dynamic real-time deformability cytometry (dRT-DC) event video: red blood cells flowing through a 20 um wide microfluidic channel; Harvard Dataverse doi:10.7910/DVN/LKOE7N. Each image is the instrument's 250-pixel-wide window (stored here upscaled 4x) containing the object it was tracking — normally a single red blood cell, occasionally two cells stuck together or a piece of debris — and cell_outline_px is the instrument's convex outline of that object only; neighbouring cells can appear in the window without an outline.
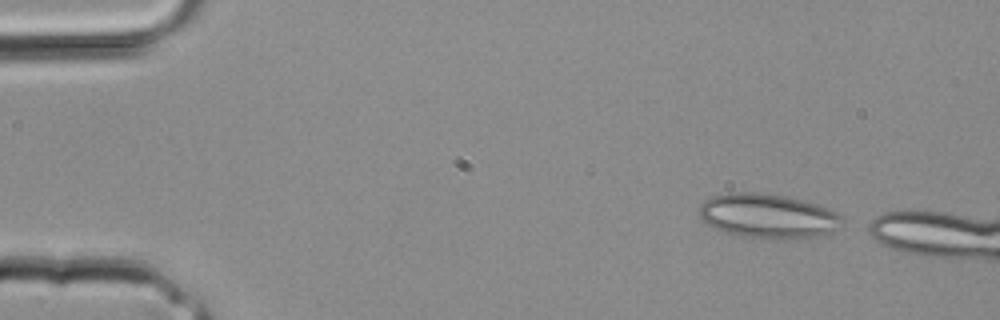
{"species": "common noctule bat (a hibernating species)", "species_latin": "Nyctalus noctula", "temperature_condition": "room temperature", "stored_images_in_passage": 3, "camera_frame_rate_fps": 3000, "um_per_image_px": 0.085, "animal": {"sex": "male", "body_mass_g": 20.4}, "frame": {"image": 1, "passage_image": 1, "time_ms": 0.0, "image_size_px": [1000, 320], "cell_outline_px": [[844, 220], [840, 228], [832, 232], [820, 236], [740, 236], [724, 232], [708, 224], [700, 216], [700, 204], [704, 200], [712, 196], [732, 192], [756, 192], [784, 196], [816, 204], [836, 212]], "centroid_in_image_um": [65.26, 18.32], "position_along_channel_um": 19.7, "area_um2": 35.95}}